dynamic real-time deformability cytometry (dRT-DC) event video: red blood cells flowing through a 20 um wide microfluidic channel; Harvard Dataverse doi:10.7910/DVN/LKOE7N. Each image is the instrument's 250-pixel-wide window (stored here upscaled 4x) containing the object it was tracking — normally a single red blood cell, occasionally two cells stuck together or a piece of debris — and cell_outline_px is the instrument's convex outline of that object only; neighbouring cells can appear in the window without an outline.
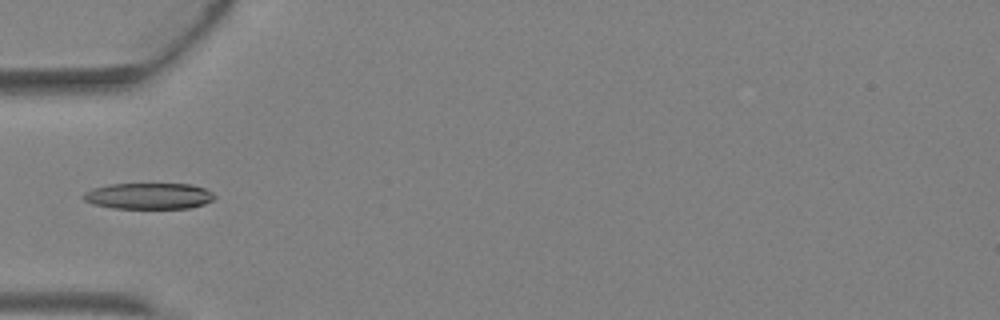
{"species": "Egyptian fruit bat (a non-hibernating species)", "species_latin": "Rousettus aegyptiacus", "temperature_condition": "warm", "stored_images_in_passage": 3, "camera_frame_rate_fps": 3000, "um_per_image_px": 0.085, "animal": {"sex": "female"}, "frame": {"image": 1, "passage_image": 3, "time_ms": 0.667, "image_size_px": [1000, 320], "cell_outline_px": [[216, 196], [212, 200], [204, 204], [188, 208], [112, 208], [92, 204], [84, 200], [84, 192], [92, 188], [108, 184], [192, 184], [204, 188], [212, 192]], "centroid_in_image_um": [12.63, 16.65], "position_along_channel_um": 72.4, "area_um2": 20.0}}